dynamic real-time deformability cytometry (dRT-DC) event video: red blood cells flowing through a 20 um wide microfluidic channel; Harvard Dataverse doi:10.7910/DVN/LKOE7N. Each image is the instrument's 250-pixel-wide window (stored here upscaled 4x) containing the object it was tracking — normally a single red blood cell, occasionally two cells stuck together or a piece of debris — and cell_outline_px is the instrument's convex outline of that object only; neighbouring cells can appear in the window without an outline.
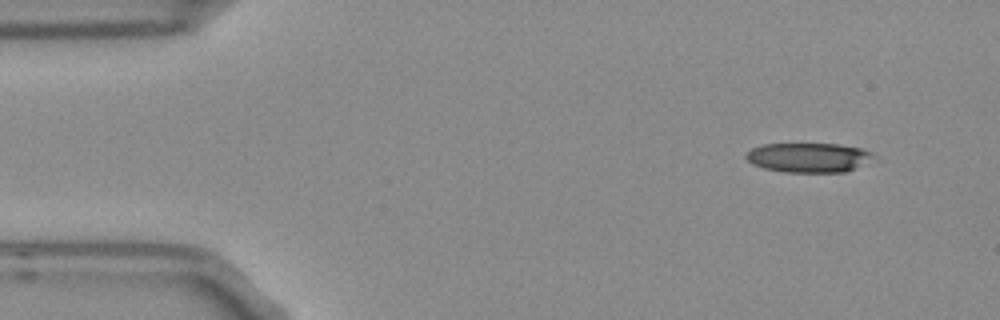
{"species": "Egyptian fruit bat (a non-hibernating species)", "species_latin": "Rousettus aegyptiacus", "temperature_condition": "room temperature", "stored_images_in_passage": 49, "camera_frame_rate_fps": 3000, "um_per_image_px": 0.085, "frame": {"image": 1, "passage_image": 1, "time_ms": 0.0, "image_size_px": [1000, 320], "cell_outline_px": [[872, 156], [852, 168], [844, 172], [784, 172], [764, 168], [752, 164], [744, 156], [752, 148], [764, 144], [836, 144], [864, 148], [872, 152]], "centroid_in_image_um": [68.64, 13.38], "position_along_channel_um": 16.4, "area_um2": 21.44}}
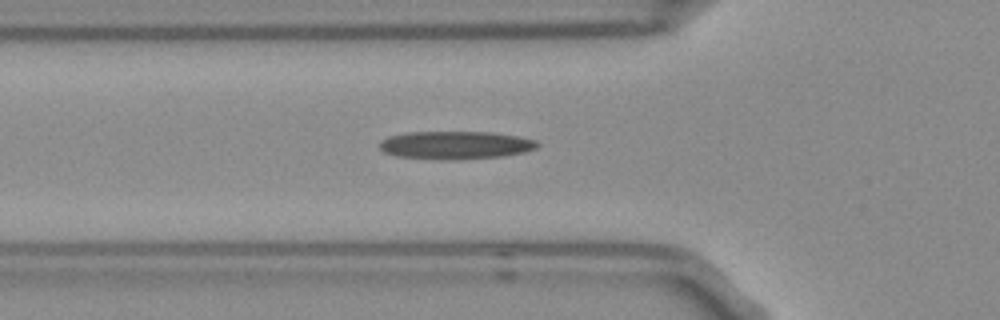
{"frame": {"image": 2, "passage_image": 14, "time_ms": 4.333, "image_size_px": [1000, 320], "cell_outline_px": [[540, 144], [536, 148], [524, 152], [504, 156], [396, 156], [384, 152], [380, 148], [380, 140], [388, 136], [408, 132], [488, 132], [516, 136], [536, 140]], "centroid_in_image_um": [38.73, 12.27], "position_along_channel_um": 87.1, "area_um2": 24.1}}
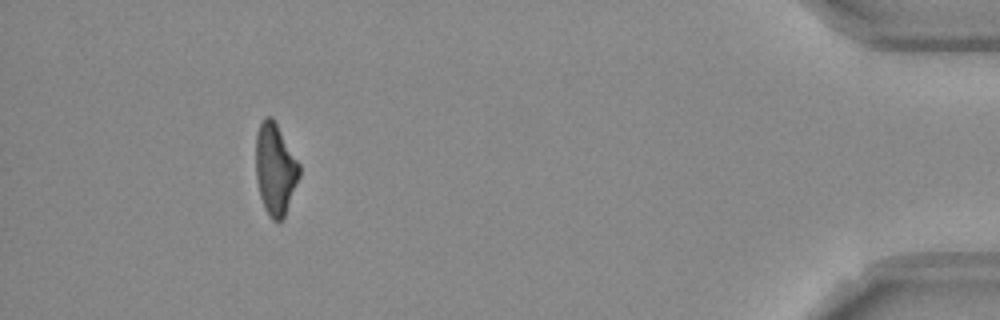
{"frame": {"image": 3, "passage_image": 45, "time_ms": 14.667, "image_size_px": [1000, 320], "cell_outline_px": [[300, 176], [284, 216], [280, 220], [272, 220], [268, 216], [264, 208], [260, 196], [256, 180], [256, 132], [264, 116], [272, 116], [300, 164]], "centroid_in_image_um": [23.38, 14.36], "position_along_channel_um": 411.8, "area_um2": 23.18}, "authors_computed_cell_mechanics": {"area_um2": 24.3338, "velocity_mm_per_s": 3.7852, "shape_relaxation_time_tau1_ms": 6.4076, "shape_relaxation_time_tau2_ms": 6.1084, "deformation_change_tau1": 0.2097, "deformation_change_tau2": 0.211}}